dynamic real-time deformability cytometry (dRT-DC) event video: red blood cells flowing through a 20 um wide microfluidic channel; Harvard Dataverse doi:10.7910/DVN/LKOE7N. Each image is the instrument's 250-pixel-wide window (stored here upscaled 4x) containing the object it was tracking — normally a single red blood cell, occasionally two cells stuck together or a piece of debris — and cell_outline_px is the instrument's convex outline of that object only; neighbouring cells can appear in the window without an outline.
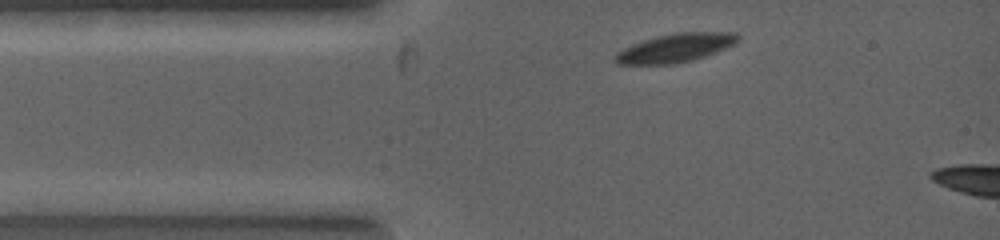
{"species": "common noctule bat (a hibernating species)", "species_latin": "Nyctalus noctula", "temperature_condition": "warm", "stored_images_in_passage": 11, "camera_frame_rate_fps": 5000, "um_per_image_px": 0.085, "animal": {"sex": "female", "body_mass_g": 19.0, "forearm_length_mm": 53.3}, "frame": {"image": 1, "passage_image": 1, "time_ms": 0.0, "image_size_px": [1000, 240], "cell_outline_px": [[740, 36], [732, 44], [724, 48], [704, 56], [692, 60], [668, 64], [616, 64], [616, 56], [624, 48], [632, 44], [644, 40], [676, 32], [736, 32]], "centroid_in_image_um": [57.42, 4.06], "position_along_channel_um": 27.6, "area_um2": 19.83}}
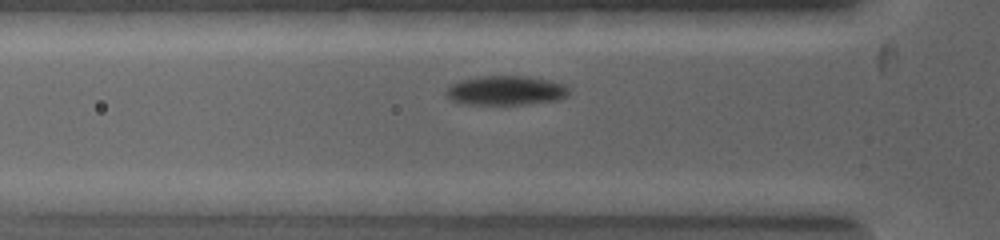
{"frame": {"image": 2, "passage_image": 5, "time_ms": 1.2, "image_size_px": [1000, 240], "cell_outline_px": [[568, 92], [564, 96], [556, 100], [524, 104], [468, 104], [452, 100], [444, 92], [448, 84], [476, 76], [524, 76], [544, 80], [560, 84]], "centroid_in_image_um": [42.85, 7.69], "position_along_channel_um": 82.9, "area_um2": 20.46}}
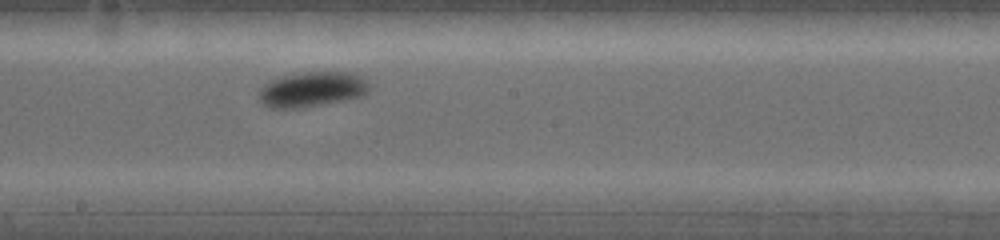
{"frame": {"image": 3, "passage_image": 11, "time_ms": 3.4, "image_size_px": [1000, 240], "cell_outline_px": [[368, 88], [364, 92], [356, 96], [316, 104], [292, 108], [272, 108], [264, 104], [260, 96], [260, 88], [276, 80], [288, 76], [308, 72], [344, 72], [360, 76], [368, 84]], "centroid_in_image_um": [26.49, 7.58], "position_along_channel_um": 221.7, "area_um2": 20.87}}